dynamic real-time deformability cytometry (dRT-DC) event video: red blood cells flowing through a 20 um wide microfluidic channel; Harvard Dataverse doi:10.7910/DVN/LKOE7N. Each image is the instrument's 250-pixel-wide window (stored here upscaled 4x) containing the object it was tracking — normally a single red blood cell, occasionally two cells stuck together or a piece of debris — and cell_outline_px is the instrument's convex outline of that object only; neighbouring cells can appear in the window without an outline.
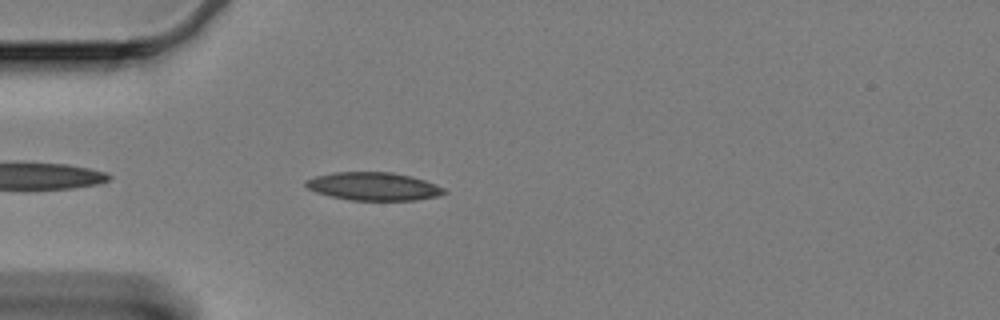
{"species": "Egyptian fruit bat (a non-hibernating species)", "species_latin": "Rousettus aegyptiacus", "temperature_condition": "cold", "stored_images_in_passage": 29, "camera_frame_rate_fps": 3000, "um_per_image_px": 0.085, "animal": {"sex": "female"}, "frame": {"image": 1, "passage_image": 4, "time_ms": 1.0, "image_size_px": [1000, 320], "cell_outline_px": [[448, 192], [436, 196], [416, 200], [352, 200], [332, 196], [316, 192], [308, 188], [304, 184], [304, 180], [316, 176], [332, 172], [392, 172], [412, 176], [436, 184], [444, 188]], "centroid_in_image_um": [31.75, 15.83], "position_along_channel_um": 53.3, "area_um2": 22.6}}
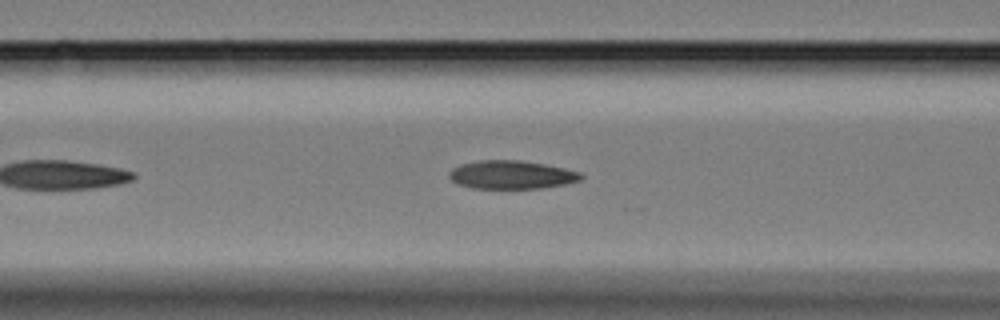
{"frame": {"image": 2, "passage_image": 11, "time_ms": 3.333, "image_size_px": [1000, 320], "cell_outline_px": [[584, 176], [580, 180], [564, 184], [544, 188], [472, 188], [456, 184], [448, 176], [448, 172], [452, 168], [460, 164], [480, 160], [520, 160], [544, 164], [564, 168], [580, 172]], "centroid_in_image_um": [43.45, 14.85], "position_along_channel_um": 123.2, "area_um2": 21.85}}
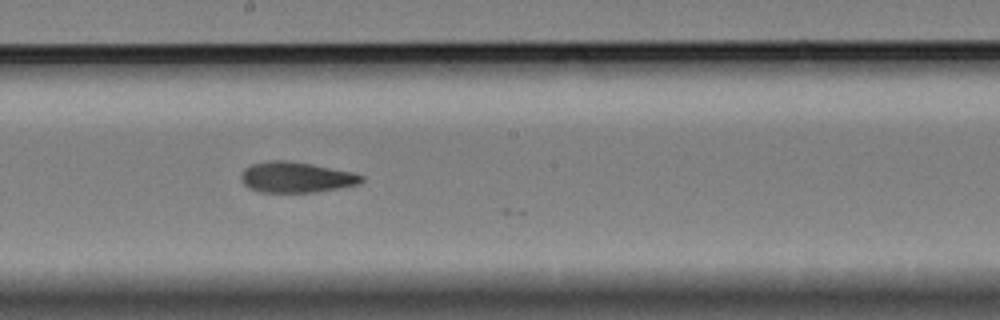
{"frame": {"image": 3, "passage_image": 20, "time_ms": 6.333, "image_size_px": [1000, 320], "cell_outline_px": [[364, 180], [360, 184], [340, 188], [316, 192], [260, 192], [248, 188], [240, 180], [240, 176], [244, 168], [252, 164], [268, 160], [288, 160], [312, 164], [352, 172], [364, 176]], "centroid_in_image_um": [25.16, 15.06], "position_along_channel_um": 223.0, "area_um2": 21.73}}